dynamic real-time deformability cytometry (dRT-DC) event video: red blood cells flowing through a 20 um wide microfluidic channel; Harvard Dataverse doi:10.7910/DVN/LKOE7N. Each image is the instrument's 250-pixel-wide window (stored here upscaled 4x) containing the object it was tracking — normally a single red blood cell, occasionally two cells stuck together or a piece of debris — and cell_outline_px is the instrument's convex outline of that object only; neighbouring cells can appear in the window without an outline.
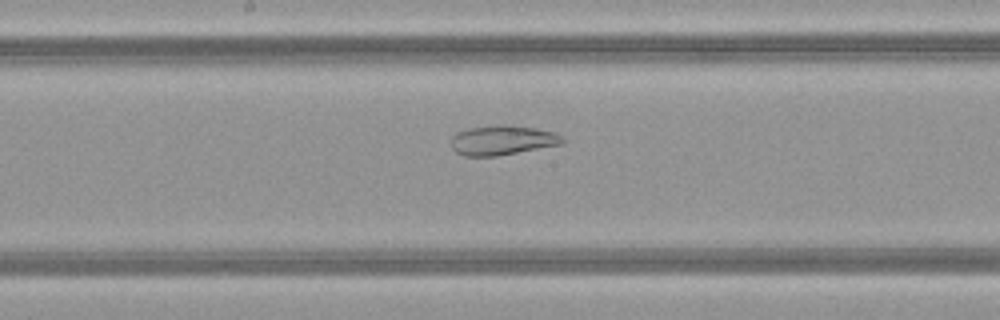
{"species": "common noctule bat (a hibernating species)", "species_latin": "Nyctalus noctula", "temperature_condition": "warm", "stored_images_in_passage": 50, "camera_frame_rate_fps": 3000, "um_per_image_px": 0.085, "animal": {"sex": "female", "body_mass_g": 21.9}, "frame": {"image": 1, "passage_image": 26, "time_ms": 8.333, "image_size_px": [1000, 320], "cell_outline_px": [[564, 144], [496, 156], [464, 156], [456, 152], [452, 148], [452, 136], [456, 132], [468, 128], [500, 124], [512, 124], [536, 128], [556, 132], [564, 140]], "centroid_in_image_um": [42.71, 11.9], "position_along_channel_um": 205.5, "area_um2": 19.48}}
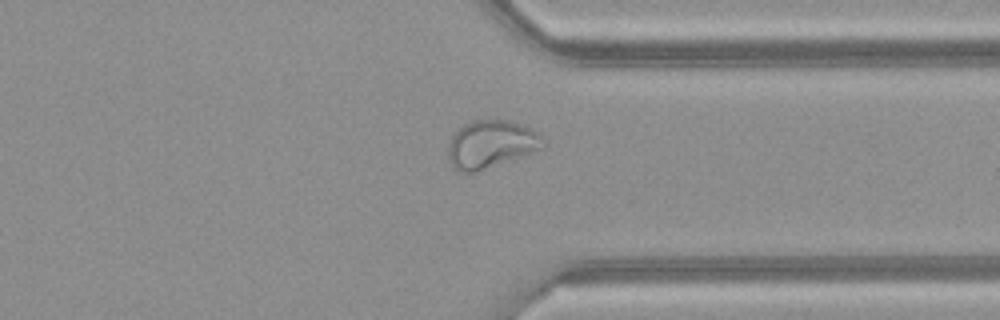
{"frame": {"image": 2, "passage_image": 38, "time_ms": 12.333, "image_size_px": [1000, 320], "cell_outline_px": [[544, 148], [472, 172], [456, 172], [452, 168], [448, 160], [448, 144], [452, 136], [464, 124], [472, 120], [508, 120], [532, 128], [540, 132], [544, 140]], "centroid_in_image_um": [41.72, 12.24], "position_along_channel_um": 369.7, "area_um2": 26.24}}
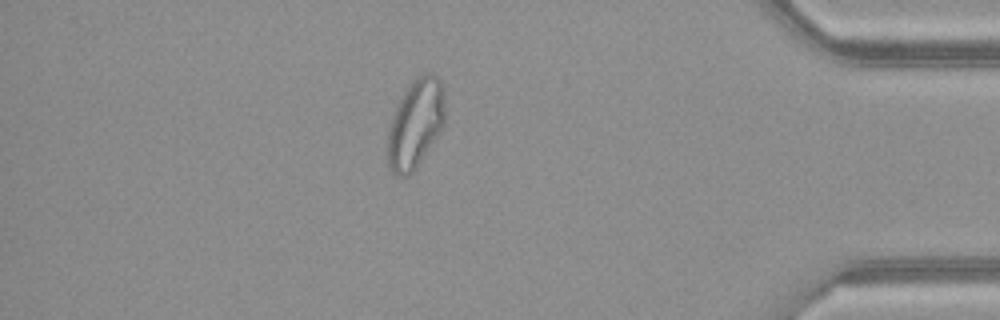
{"frame": {"image": 3, "passage_image": 43, "time_ms": 14.0, "image_size_px": [1000, 320], "cell_outline_px": [[444, 124], [416, 168], [408, 176], [396, 176], [392, 172], [388, 164], [388, 128], [392, 116], [404, 92], [412, 80], [416, 76], [424, 72], [432, 72], [440, 80], [444, 88]], "centroid_in_image_um": [35.32, 10.48], "position_along_channel_um": 399.9, "area_um2": 29.59}, "authors_computed_cell_mechanics": {"area_um2": 29.3913, "velocity_mm_per_s": 4.1329, "shape_relaxation_time_tau1_ms": null, "shape_relaxation_time_tau2_ms": 1.4428, "deformation_change_tau1": null, "deformation_change_tau2": 0.0825}}